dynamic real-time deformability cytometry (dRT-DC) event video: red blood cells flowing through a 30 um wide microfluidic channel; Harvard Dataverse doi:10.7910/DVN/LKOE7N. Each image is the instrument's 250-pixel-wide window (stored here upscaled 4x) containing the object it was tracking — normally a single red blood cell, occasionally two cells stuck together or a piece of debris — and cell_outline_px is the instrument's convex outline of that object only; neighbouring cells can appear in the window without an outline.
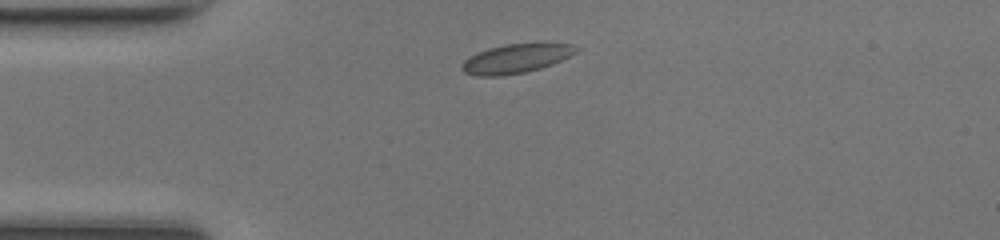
{"species": "common noctule bat (a hibernating species)", "species_latin": "Nyctalus noctula", "temperature_condition": "room temperature", "stored_images_in_passage": 38, "camera_frame_rate_fps": 3000, "um_per_image_px": 0.085, "animal": {"sex": "female", "body_mass_g": 17.0, "forearm_length_mm": 48.0}, "frame": {"image": 1, "passage_image": 1, "time_ms": 0.0, "image_size_px": [1000, 240], "cell_outline_px": [[580, 48], [576, 52], [552, 64], [540, 68], [524, 72], [500, 76], [476, 76], [464, 72], [460, 68], [460, 64], [464, 60], [488, 48], [504, 44], [572, 44]], "centroid_in_image_um": [43.81, 4.99], "position_along_channel_um": 41.2, "area_um2": 19.02}}
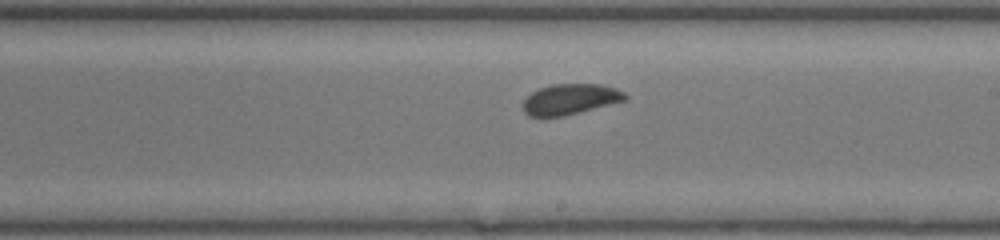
{"frame": {"image": 2, "passage_image": 17, "time_ms": 5.333, "image_size_px": [1000, 240], "cell_outline_px": [[628, 96], [624, 100], [564, 116], [528, 116], [524, 112], [524, 100], [532, 92], [540, 88], [552, 84], [604, 84], [616, 88], [624, 92]], "centroid_in_image_um": [48.47, 8.42], "position_along_channel_um": 240.5, "area_um2": 17.98}}
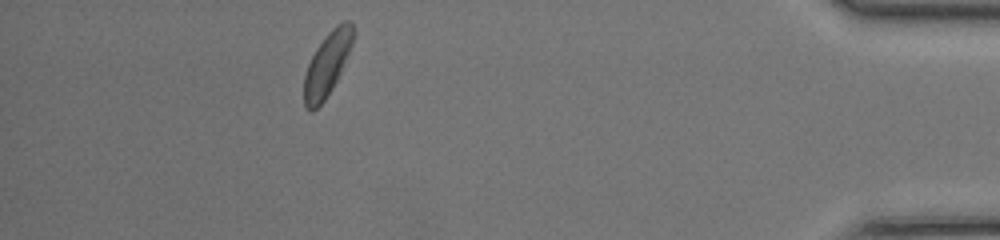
{"frame": {"image": 3, "passage_image": 33, "time_ms": 10.667, "image_size_px": [1000, 240], "cell_outline_px": [[356, 32], [352, 44], [340, 72], [332, 88], [324, 100], [312, 112], [304, 108], [304, 76], [308, 64], [316, 48], [328, 32], [336, 24], [344, 20], [348, 20], [352, 24]], "centroid_in_image_um": [27.81, 5.43], "position_along_channel_um": 407.4, "area_um2": 18.09}, "authors_computed_cell_mechanics": {"area_um2": 18.5538, "velocity_mm_per_s": 4.2142, "shape_relaxation_time_tau1_ms": 2.3298, "shape_relaxation_time_tau2_ms": null, "deformation_change_tau1": 0.0608, "deformation_change_tau2": null}}